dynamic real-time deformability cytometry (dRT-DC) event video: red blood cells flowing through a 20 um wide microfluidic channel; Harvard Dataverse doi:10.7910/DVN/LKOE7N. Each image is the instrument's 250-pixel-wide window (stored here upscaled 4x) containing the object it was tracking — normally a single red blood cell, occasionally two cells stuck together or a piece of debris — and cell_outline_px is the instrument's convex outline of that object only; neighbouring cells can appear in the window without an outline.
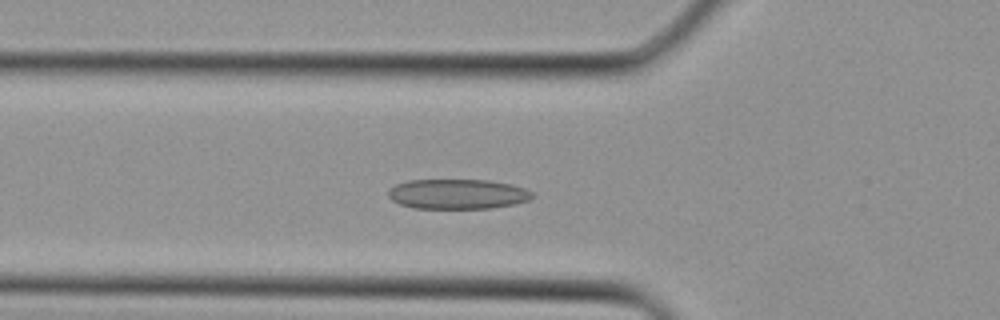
{"species": "Egyptian fruit bat (a non-hibernating species)", "species_latin": "Rousettus aegyptiacus", "temperature_condition": "cold", "stored_images_in_passage": 34, "camera_frame_rate_fps": 3000, "um_per_image_px": 0.085, "animal": {"sex": "female"}, "frame": {"image": 1, "passage_image": 11, "time_ms": 3.333, "image_size_px": [1000, 320], "cell_outline_px": [[536, 196], [528, 200], [516, 204], [492, 208], [412, 208], [400, 204], [392, 200], [388, 196], [388, 192], [396, 184], [408, 180], [488, 180], [512, 184], [524, 188], [532, 192]], "centroid_in_image_um": [38.93, 16.49], "position_along_channel_um": 86.9, "area_um2": 25.2}}
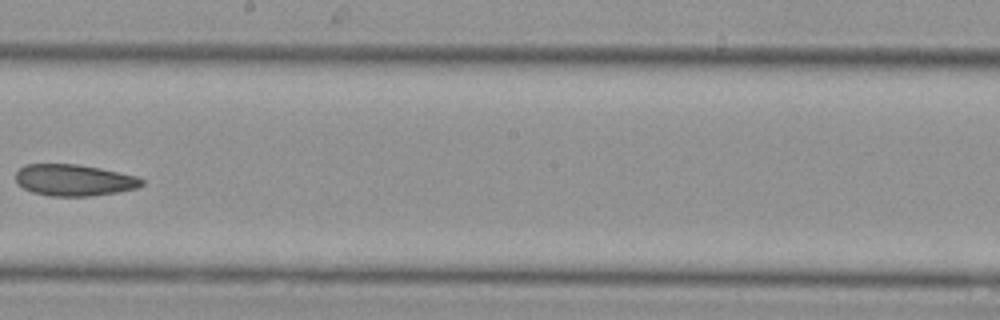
{"frame": {"image": 2, "passage_image": 19, "time_ms": 6.0, "image_size_px": [1000, 320], "cell_outline_px": [[144, 184], [136, 188], [116, 192], [92, 196], [48, 196], [32, 192], [16, 184], [16, 172], [24, 164], [76, 164], [100, 168], [136, 176], [144, 180]], "centroid_in_image_um": [6.26, 15.31], "position_along_channel_um": 241.9, "area_um2": 23.18}}
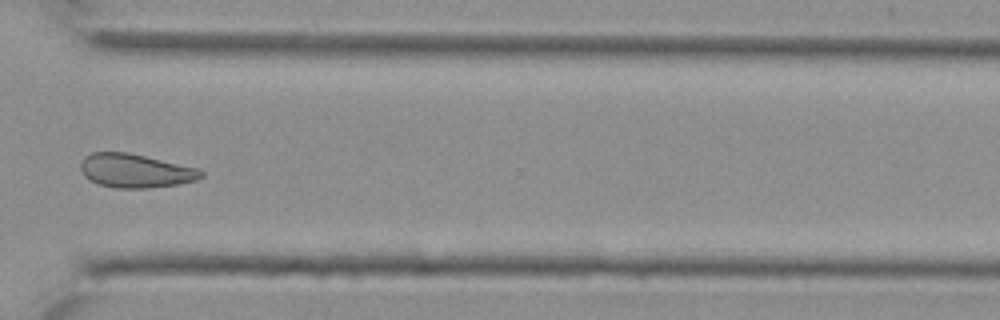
{"frame": {"image": 3, "passage_image": 25, "time_ms": 8.0, "image_size_px": [1000, 320], "cell_outline_px": [[204, 176], [196, 180], [176, 184], [148, 188], [116, 188], [100, 184], [88, 180], [84, 176], [80, 168], [80, 160], [84, 156], [92, 152], [128, 152], [200, 168], [204, 172]], "centroid_in_image_um": [11.5, 14.5], "position_along_channel_um": 359.1, "area_um2": 23.93}}